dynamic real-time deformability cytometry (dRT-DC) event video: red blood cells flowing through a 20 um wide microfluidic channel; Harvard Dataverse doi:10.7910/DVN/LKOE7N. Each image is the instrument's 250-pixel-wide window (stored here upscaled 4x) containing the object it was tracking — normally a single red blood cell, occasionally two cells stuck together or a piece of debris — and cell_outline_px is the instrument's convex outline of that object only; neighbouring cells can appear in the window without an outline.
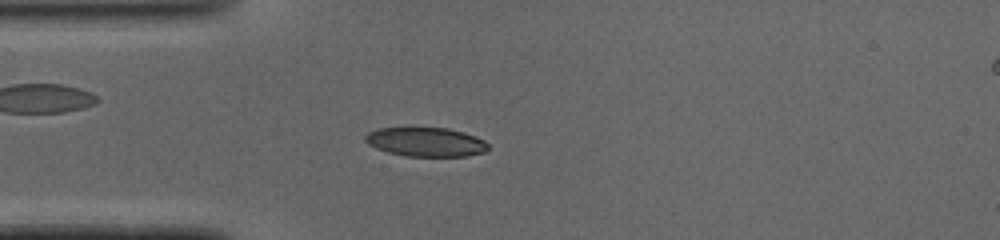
{"species": "common noctule bat (a hibernating species)", "species_latin": "Nyctalus noctula", "temperature_condition": "cold", "stored_images_in_passage": 48, "camera_frame_rate_fps": 3000, "um_per_image_px": 0.085, "animal": {"sex": "male", "body_mass_g": 19.0, "forearm_length_mm": 50.8}, "frame": {"image": 1, "passage_image": 12, "time_ms": 3.667, "image_size_px": [1000, 240], "cell_outline_px": [[488, 148], [484, 152], [468, 156], [408, 156], [388, 152], [376, 148], [368, 144], [364, 140], [364, 136], [368, 132], [380, 128], [448, 128], [464, 132], [476, 136], [484, 140], [488, 144]], "centroid_in_image_um": [36.2, 12.06], "position_along_channel_um": 48.8, "area_um2": 20.81}}
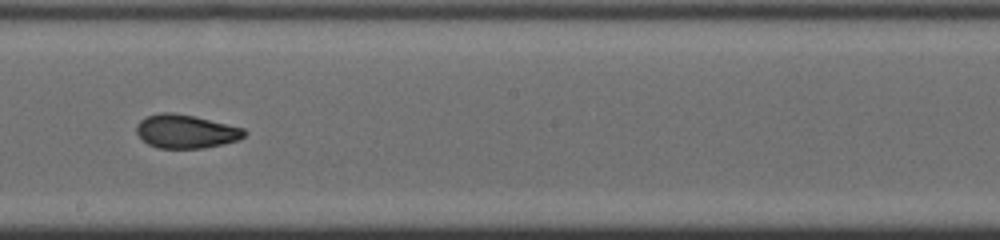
{"frame": {"image": 2, "passage_image": 26, "time_ms": 8.333, "image_size_px": [1000, 240], "cell_outline_px": [[248, 132], [240, 140], [224, 144], [204, 148], [156, 148], [148, 144], [136, 132], [136, 124], [140, 120], [148, 116], [160, 112], [172, 112], [192, 116], [244, 128]], "centroid_in_image_um": [15.81, 11.18], "position_along_channel_um": 232.4, "area_um2": 21.1}}
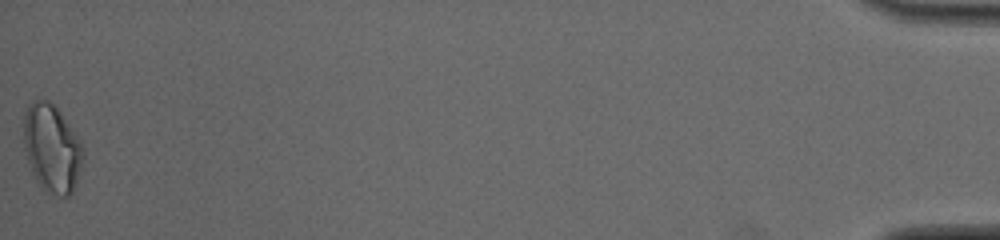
{"frame": {"image": 3, "passage_image": 48, "time_ms": 15.667, "image_size_px": [1000, 240], "cell_outline_px": [[84, 156], [76, 184], [72, 192], [68, 196], [60, 196], [44, 188], [40, 184], [32, 172], [24, 148], [24, 108], [32, 100], [48, 100], [60, 112], [80, 140], [84, 152]], "centroid_in_image_um": [4.41, 12.57], "position_along_channel_um": 430.8, "area_um2": 30.11}, "authors_computed_cell_mechanics": {"area_um2": 21.3571, "velocity_mm_per_s": 4.1117, "shape_relaxation_time_tau1_ms": null, "shape_relaxation_time_tau2_ms": 1.8132, "deformation_change_tau1": null, "deformation_change_tau2": 0.0723}}